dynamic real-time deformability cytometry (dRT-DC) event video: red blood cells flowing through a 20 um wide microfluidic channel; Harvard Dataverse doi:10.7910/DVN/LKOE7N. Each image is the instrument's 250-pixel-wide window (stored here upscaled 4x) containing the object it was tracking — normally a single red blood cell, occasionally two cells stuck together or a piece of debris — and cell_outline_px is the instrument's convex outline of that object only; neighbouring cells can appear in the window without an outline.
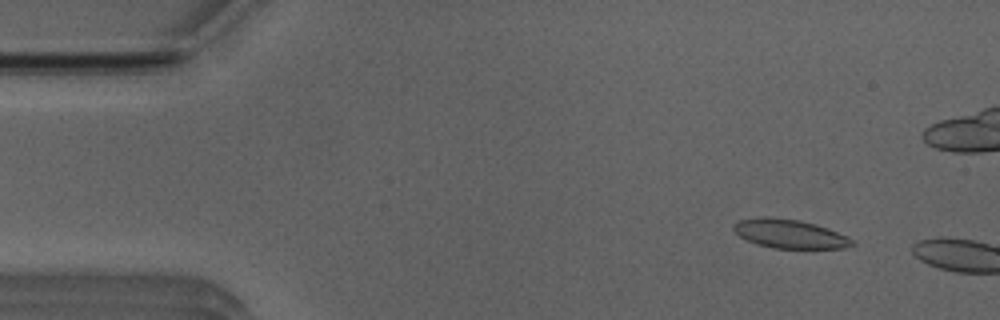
{"species": "Egyptian fruit bat (a non-hibernating species)", "species_latin": "Rousettus aegyptiacus", "temperature_condition": "room temperature", "stored_images_in_passage": 5, "camera_frame_rate_fps": 3000, "um_per_image_px": 0.085, "animal": {"sex": "male"}, "frame": {"image": 1, "passage_image": 3, "time_ms": 0.667, "image_size_px": [1000, 320], "cell_outline_px": [[856, 244], [844, 248], [772, 248], [756, 244], [740, 236], [732, 228], [732, 224], [740, 220], [760, 216], [768, 216], [800, 220], [816, 224], [828, 228], [848, 236], [856, 240]], "centroid_in_image_um": [67.15, 19.86], "position_along_channel_um": 17.9, "area_um2": 20.17}}